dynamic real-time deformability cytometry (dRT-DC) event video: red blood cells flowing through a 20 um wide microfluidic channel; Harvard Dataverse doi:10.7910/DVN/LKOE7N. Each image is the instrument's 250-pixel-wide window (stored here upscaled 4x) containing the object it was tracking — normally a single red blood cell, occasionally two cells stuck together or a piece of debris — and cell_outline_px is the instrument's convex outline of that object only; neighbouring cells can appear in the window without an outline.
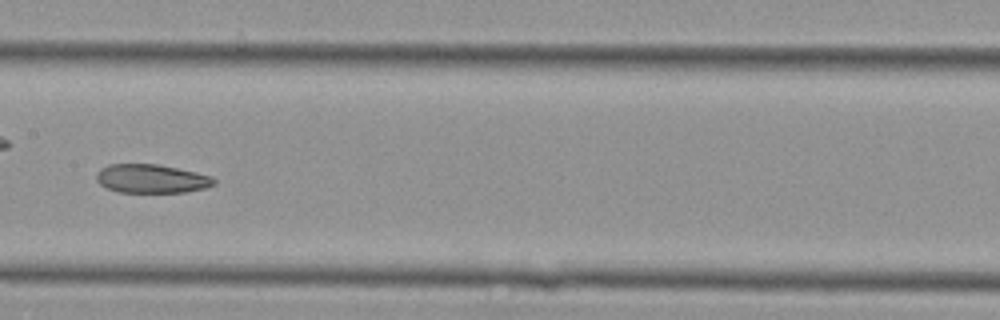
{"species": "Egyptian fruit bat (a non-hibernating species)", "species_latin": "Rousettus aegyptiacus", "temperature_condition": "cold", "stored_images_in_passage": 32, "camera_frame_rate_fps": 3000, "um_per_image_px": 0.085, "animal": {"sex": "female"}, "frame": {"image": 1, "passage_image": 22, "time_ms": 7.0, "image_size_px": [1000, 320], "cell_outline_px": [[216, 184], [204, 188], [184, 192], [116, 192], [100, 184], [96, 180], [96, 172], [100, 168], [108, 164], [160, 164], [196, 172], [212, 176], [216, 180]], "centroid_in_image_um": [12.86, 15.18], "position_along_channel_um": 194.5, "area_um2": 19.83}}
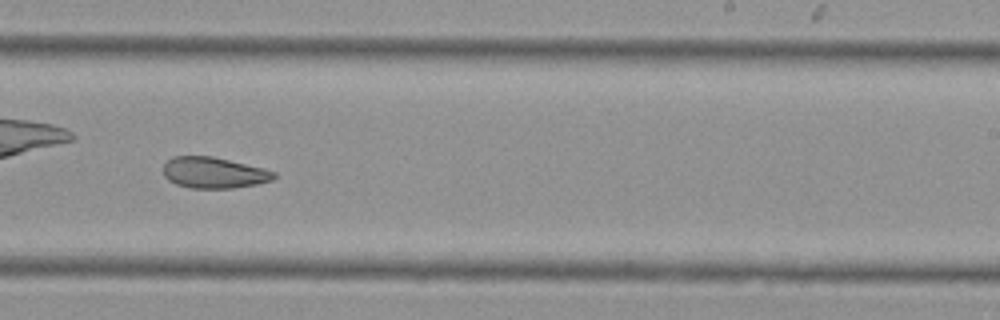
{"frame": {"image": 2, "passage_image": 27, "time_ms": 8.667, "image_size_px": [1000, 320], "cell_outline_px": [[276, 176], [272, 180], [256, 184], [232, 188], [188, 188], [176, 184], [168, 180], [164, 176], [164, 164], [172, 156], [212, 156], [264, 168], [276, 172]], "centroid_in_image_um": [18.17, 14.68], "position_along_channel_um": 270.8, "area_um2": 20.06}}